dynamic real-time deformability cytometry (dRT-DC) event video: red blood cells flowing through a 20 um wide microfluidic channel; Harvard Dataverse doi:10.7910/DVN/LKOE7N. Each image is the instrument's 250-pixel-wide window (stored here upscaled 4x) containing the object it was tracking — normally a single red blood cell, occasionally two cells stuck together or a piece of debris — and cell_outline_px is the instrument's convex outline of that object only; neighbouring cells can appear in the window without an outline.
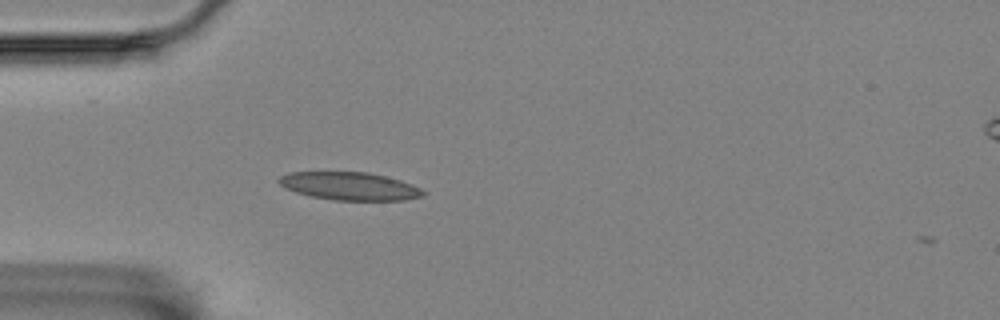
{"species": "Egyptian fruit bat (a non-hibernating species)", "species_latin": "Rousettus aegyptiacus", "temperature_condition": "room temperature", "stored_images_in_passage": 4, "camera_frame_rate_fps": 3000, "um_per_image_px": 0.085, "animal": {"sex": "female"}, "frame": {"image": 1, "passage_image": 2, "time_ms": 0.333, "image_size_px": [1000, 320], "cell_outline_px": [[428, 192], [424, 196], [404, 200], [332, 200], [312, 196], [296, 192], [284, 188], [276, 180], [280, 176], [288, 172], [368, 172], [400, 180], [420, 188]], "centroid_in_image_um": [29.71, 15.82], "position_along_channel_um": 55.3, "area_um2": 23.52}}